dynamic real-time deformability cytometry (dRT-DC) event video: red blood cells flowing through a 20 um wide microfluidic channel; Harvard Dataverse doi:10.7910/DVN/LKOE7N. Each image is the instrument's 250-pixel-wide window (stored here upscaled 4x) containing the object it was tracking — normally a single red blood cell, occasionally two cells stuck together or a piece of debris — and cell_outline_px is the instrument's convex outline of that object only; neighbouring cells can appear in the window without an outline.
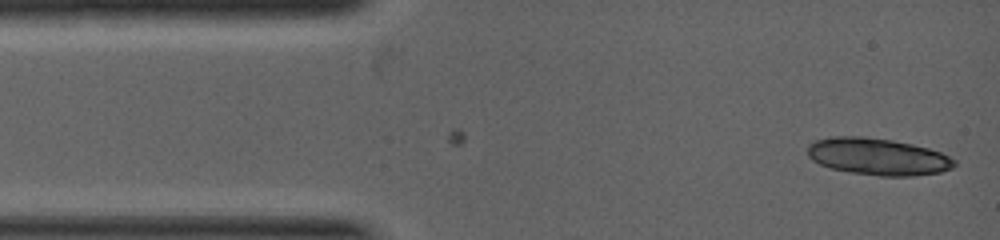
{"species": "common noctule bat (a hibernating species)", "species_latin": "Nyctalus noctula", "temperature_condition": "warm", "stored_images_in_passage": 2, "camera_frame_rate_fps": 5000, "um_per_image_px": 0.085, "animal": {"sex": "female", "body_mass_g": 19.0, "forearm_length_mm": 53.3}, "frame": {"image": 1, "passage_image": 2, "time_ms": 0.4, "image_size_px": [1000, 240], "cell_outline_px": [[956, 164], [952, 168], [940, 172], [912, 176], [880, 176], [848, 172], [828, 168], [812, 160], [808, 156], [808, 144], [816, 140], [828, 136], [864, 136], [892, 140], [912, 144], [928, 148], [940, 152], [956, 160]], "centroid_in_image_um": [74.58, 13.31], "position_along_channel_um": 10.4, "area_um2": 31.85}}